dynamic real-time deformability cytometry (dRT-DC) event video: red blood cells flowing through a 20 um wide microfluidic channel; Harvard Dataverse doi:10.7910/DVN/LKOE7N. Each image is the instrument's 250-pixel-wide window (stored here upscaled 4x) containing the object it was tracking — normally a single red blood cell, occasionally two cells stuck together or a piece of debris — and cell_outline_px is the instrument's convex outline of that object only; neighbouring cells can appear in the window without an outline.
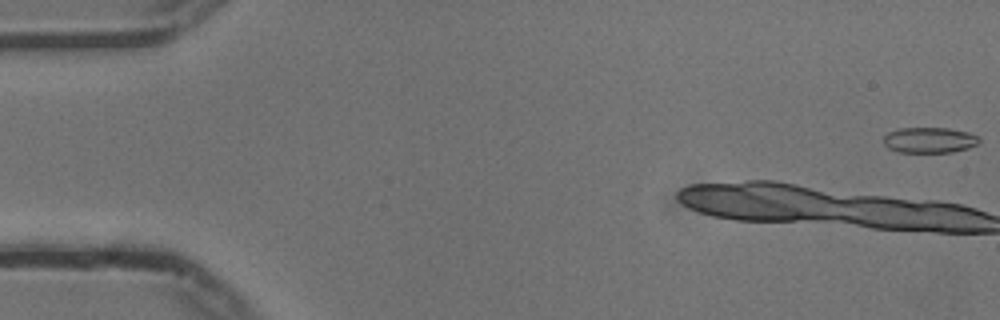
{"species": "common noctule bat (a hibernating species)", "species_latin": "Nyctalus noctula", "temperature_condition": "cold", "stored_images_in_passage": 8, "camera_frame_rate_fps": 3000, "um_per_image_px": 0.085, "animal": {"sex": "male", "body_mass_g": 13.3}, "frame": {"image": 1, "passage_image": 1, "time_ms": 0.0, "image_size_px": [1000, 320], "cell_outline_px": [[980, 140], [976, 144], [968, 148], [952, 152], [900, 152], [888, 148], [884, 144], [884, 136], [888, 132], [900, 128], [948, 128], [968, 132], [980, 136]], "centroid_in_image_um": [79.01, 11.9], "position_along_channel_um": 6.0, "area_um2": 14.28}}